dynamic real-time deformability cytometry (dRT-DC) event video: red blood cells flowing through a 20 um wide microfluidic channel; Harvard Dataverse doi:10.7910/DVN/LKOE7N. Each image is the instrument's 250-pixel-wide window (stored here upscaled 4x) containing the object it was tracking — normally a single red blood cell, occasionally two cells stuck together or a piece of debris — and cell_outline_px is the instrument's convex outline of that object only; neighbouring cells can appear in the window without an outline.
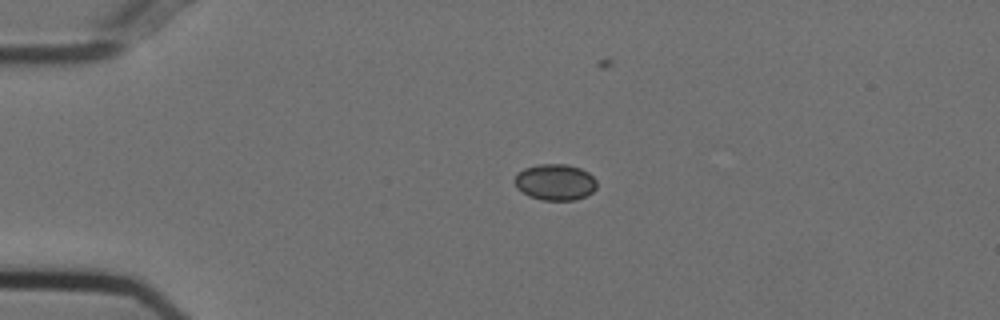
{"species": "Egyptian fruit bat (a non-hibernating species)", "species_latin": "Rousettus aegyptiacus", "temperature_condition": "cold", "stored_images_in_passage": 33, "camera_frame_rate_fps": 3000, "um_per_image_px": 0.085, "animal": {"sex": "female"}, "frame": {"image": 1, "passage_image": 1, "time_ms": 0.0, "image_size_px": [1000, 320], "cell_outline_px": [[596, 188], [592, 192], [576, 200], [544, 200], [528, 196], [516, 188], [512, 180], [524, 168], [540, 164], [568, 164], [580, 168], [588, 172], [596, 180]], "centroid_in_image_um": [47.17, 15.48], "position_along_channel_um": 37.8, "area_um2": 17.4}}
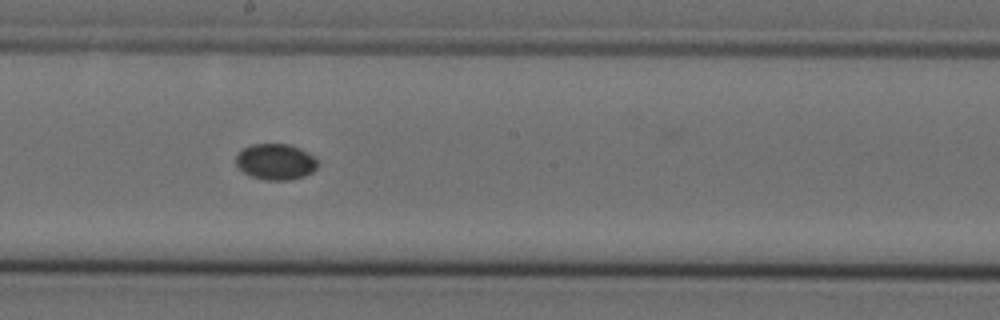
{"frame": {"image": 2, "passage_image": 19, "time_ms": 6.0, "image_size_px": [1000, 320], "cell_outline_px": [[316, 168], [312, 172], [304, 176], [288, 180], [264, 180], [252, 176], [244, 172], [236, 164], [236, 156], [244, 148], [252, 144], [288, 144], [300, 148], [308, 152], [316, 160]], "centroid_in_image_um": [23.42, 13.75], "position_along_channel_um": 224.8, "area_um2": 16.94}}
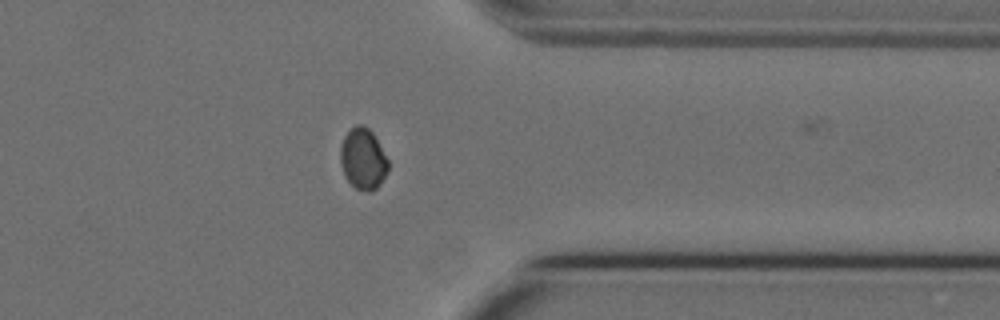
{"frame": {"image": 3, "passage_image": 32, "time_ms": 10.333, "image_size_px": [1000, 320], "cell_outline_px": [[388, 172], [380, 184], [376, 188], [368, 192], [356, 188], [344, 176], [340, 164], [340, 144], [344, 136], [356, 124], [360, 124], [368, 128], [372, 132], [388, 160]], "centroid_in_image_um": [30.84, 13.51], "position_along_channel_um": 380.6, "area_um2": 16.99}}